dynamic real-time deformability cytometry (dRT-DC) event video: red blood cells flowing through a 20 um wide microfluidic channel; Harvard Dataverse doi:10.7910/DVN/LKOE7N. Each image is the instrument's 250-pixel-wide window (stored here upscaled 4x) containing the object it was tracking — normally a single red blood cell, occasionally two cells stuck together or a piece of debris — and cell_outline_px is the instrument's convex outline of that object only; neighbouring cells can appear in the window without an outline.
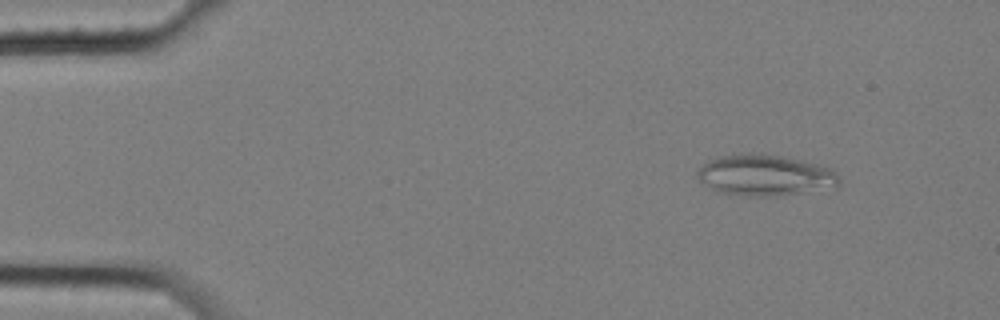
{"species": "common noctule bat (a hibernating species)", "species_latin": "Nyctalus noctula", "temperature_condition": "cold", "stored_images_in_passage": 5, "camera_frame_rate_fps": 3000, "um_per_image_px": 0.085, "animal": {"sex": "female", "body_mass_g": 25.1}, "frame": {"image": 1, "passage_image": 2, "time_ms": 0.333, "image_size_px": [1000, 320], "cell_outline_px": [[840, 184], [836, 188], [776, 196], [752, 196], [716, 192], [700, 180], [696, 176], [696, 172], [708, 160], [720, 156], [748, 152], [780, 156], [800, 160], [832, 168], [836, 172], [840, 180]], "centroid_in_image_um": [65.05, 14.9], "position_along_channel_um": 19.9, "area_um2": 34.1}}